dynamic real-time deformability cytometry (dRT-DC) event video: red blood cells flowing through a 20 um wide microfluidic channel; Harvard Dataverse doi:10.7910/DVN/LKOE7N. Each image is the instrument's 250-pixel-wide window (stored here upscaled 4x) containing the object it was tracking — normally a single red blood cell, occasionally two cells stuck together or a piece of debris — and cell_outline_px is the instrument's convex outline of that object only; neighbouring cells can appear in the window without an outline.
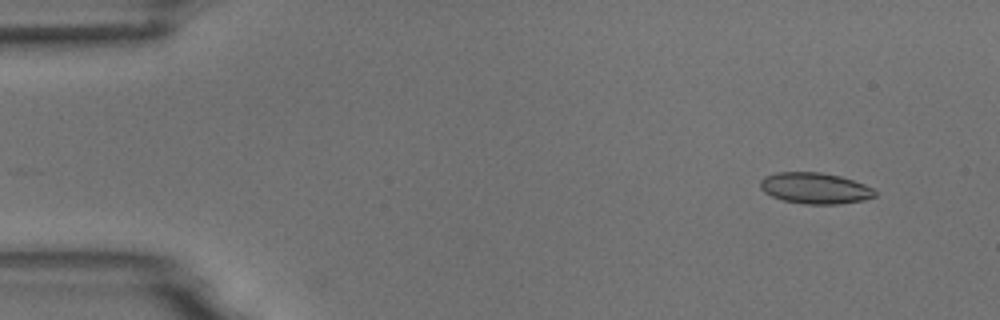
{"species": "common noctule bat (a hibernating species)", "species_latin": "Nyctalus noctula", "temperature_condition": "room temperature", "stored_images_in_passage": 45, "camera_frame_rate_fps": 3000, "um_per_image_px": 0.085, "animal": {"sex": "male", "body_mass_g": 18.8}, "frame": {"image": 1, "passage_image": 5, "time_ms": 1.333, "image_size_px": [1000, 320], "cell_outline_px": [[876, 196], [864, 200], [840, 204], [804, 204], [784, 200], [772, 196], [764, 192], [760, 188], [760, 180], [764, 176], [776, 172], [820, 172], [840, 176], [864, 184], [872, 188], [876, 192]], "centroid_in_image_um": [69.26, 15.99], "position_along_channel_um": 15.7, "area_um2": 20.81}}
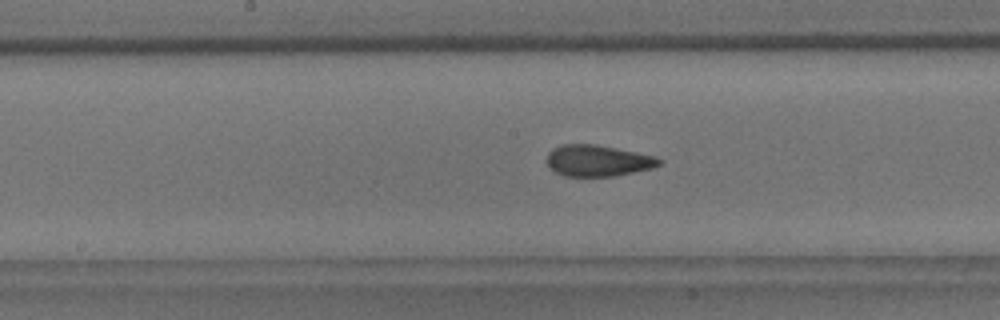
{"frame": {"image": 2, "passage_image": 28, "time_ms": 9.0, "image_size_px": [1000, 320], "cell_outline_px": [[664, 160], [660, 164], [652, 168], [612, 176], [564, 176], [548, 168], [548, 152], [552, 148], [560, 144], [596, 144], [656, 156]], "centroid_in_image_um": [50.8, 13.65], "position_along_channel_um": 197.4, "area_um2": 20.52}}
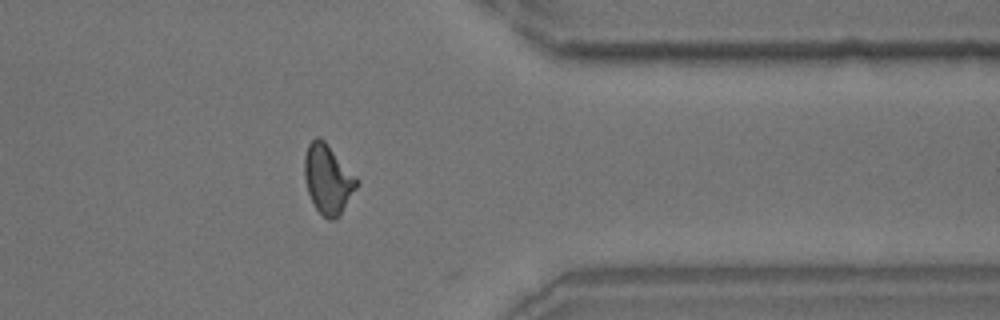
{"frame": {"image": 3, "passage_image": 44, "time_ms": 14.333, "image_size_px": [1000, 320], "cell_outline_px": [[360, 184], [340, 216], [336, 220], [328, 220], [316, 208], [308, 192], [304, 176], [304, 156], [308, 144], [316, 136], [320, 136], [328, 144], [360, 180]], "centroid_in_image_um": [27.9, 15.23], "position_along_channel_um": 383.5, "area_um2": 21.44}, "authors_computed_cell_mechanics": {"area_um2": 20.808, "velocity_mm_per_s": 3.7074, "shape_relaxation_time_tau1_ms": null, "shape_relaxation_time_tau2_ms": 1.7021, "deformation_change_tau1": null, "deformation_change_tau2": 0.085}}